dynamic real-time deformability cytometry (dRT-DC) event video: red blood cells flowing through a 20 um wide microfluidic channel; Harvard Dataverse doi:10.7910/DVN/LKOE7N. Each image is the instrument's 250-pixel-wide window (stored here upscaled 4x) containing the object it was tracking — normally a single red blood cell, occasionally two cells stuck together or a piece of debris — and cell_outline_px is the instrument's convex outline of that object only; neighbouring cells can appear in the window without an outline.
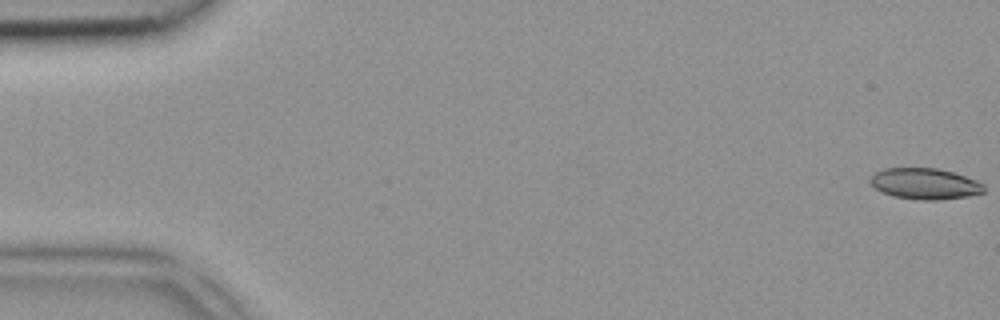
{"species": "common noctule bat (a hibernating species)", "species_latin": "Nyctalus noctula", "temperature_condition": "room temperature", "stored_images_in_passage": 7, "camera_frame_rate_fps": 3000, "um_per_image_px": 0.085, "animal": {"sex": "female", "body_mass_g": 18.4}, "frame": {"image": 1, "passage_image": 1, "time_ms": 0.0, "image_size_px": [1000, 320], "cell_outline_px": [[984, 192], [968, 196], [936, 200], [920, 200], [892, 196], [876, 188], [868, 180], [872, 172], [884, 168], [936, 168], [952, 172], [976, 180], [984, 184]], "centroid_in_image_um": [78.58, 15.61], "position_along_channel_um": 6.4, "area_um2": 20.58}}
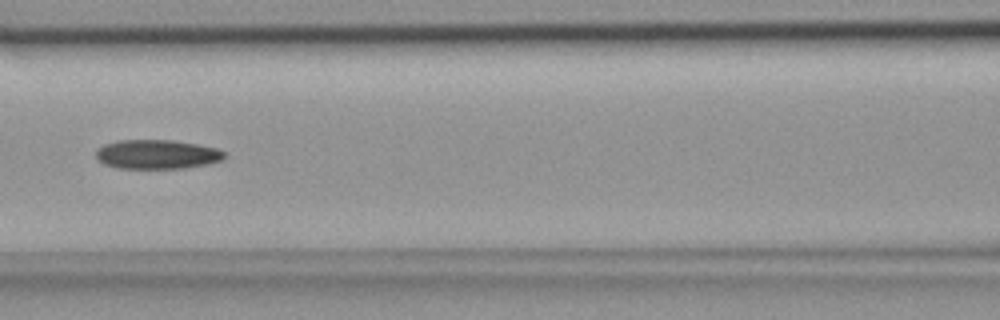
{"frame": {"image": 2, "passage_image": 7, "time_ms": 2.0, "image_size_px": [1000, 320], "cell_outline_px": [[224, 156], [220, 160], [208, 164], [184, 168], [116, 168], [104, 164], [96, 160], [96, 148], [104, 144], [116, 140], [172, 140], [196, 144], [216, 148], [224, 152]], "centroid_in_image_um": [13.27, 13.11], "position_along_channel_um": 153.3, "area_um2": 21.91}}